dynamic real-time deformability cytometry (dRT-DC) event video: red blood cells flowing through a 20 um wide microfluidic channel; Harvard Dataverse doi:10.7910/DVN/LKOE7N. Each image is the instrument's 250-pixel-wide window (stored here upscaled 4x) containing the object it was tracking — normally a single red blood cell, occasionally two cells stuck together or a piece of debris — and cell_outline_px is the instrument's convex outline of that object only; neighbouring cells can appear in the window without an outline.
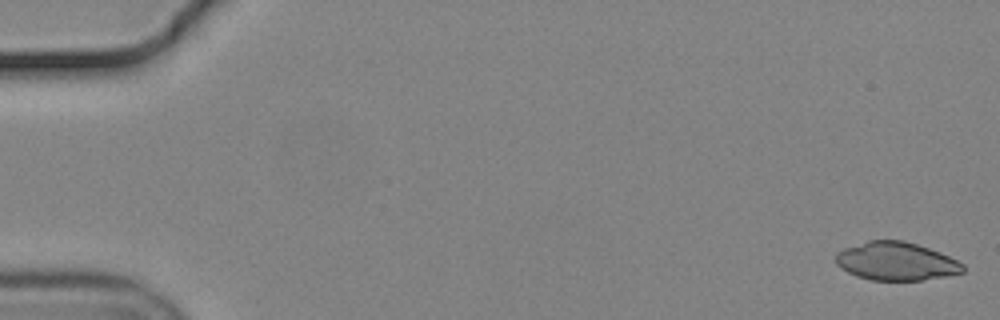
{"species": "common noctule bat (a hibernating species)", "species_latin": "Nyctalus noctula", "temperature_condition": "cold", "stored_images_in_passage": 55, "camera_frame_rate_fps": 3000, "um_per_image_px": 0.085, "animal": {"sex": "male", "body_mass_g": 19.2, "forearm_length_mm": 51.8}, "frame": {"image": 1, "passage_image": 1, "time_ms": 0.0, "image_size_px": [1000, 320], "cell_outline_px": [[964, 272], [948, 276], [920, 280], [872, 280], [856, 276], [840, 268], [836, 264], [836, 252], [844, 248], [868, 240], [904, 240], [940, 252], [964, 264]], "centroid_in_image_um": [76.16, 22.21], "position_along_channel_um": 8.8, "area_um2": 28.38}}